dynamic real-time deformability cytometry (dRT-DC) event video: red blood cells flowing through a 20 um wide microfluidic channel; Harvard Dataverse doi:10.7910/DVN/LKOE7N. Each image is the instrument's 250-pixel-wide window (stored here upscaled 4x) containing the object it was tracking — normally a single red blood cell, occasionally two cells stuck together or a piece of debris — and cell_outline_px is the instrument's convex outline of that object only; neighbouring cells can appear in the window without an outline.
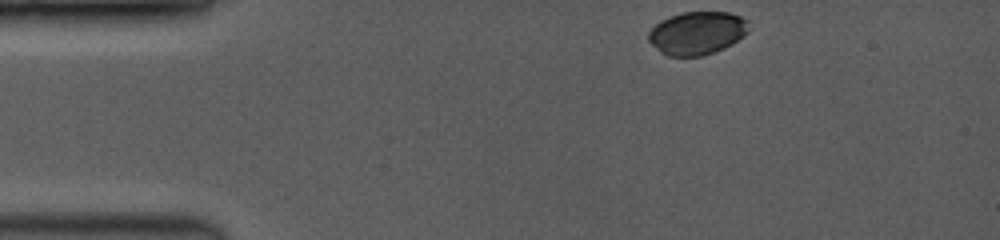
{"species": "common noctule bat (a hibernating species)", "species_latin": "Nyctalus noctula", "temperature_condition": "room temperature", "stored_images_in_passage": 35, "camera_frame_rate_fps": 3500, "um_per_image_px": 0.085, "animal": {"sex": "female", "body_mass_g": 19.0, "forearm_length_mm": 53.3}, "frame": {"image": 1, "passage_image": 1, "time_ms": 0.0, "image_size_px": [1000, 240], "cell_outline_px": [[748, 32], [744, 36], [732, 44], [724, 48], [700, 56], [668, 56], [660, 52], [648, 40], [648, 32], [656, 24], [672, 16], [684, 12], [728, 12], [740, 16], [748, 20]], "centroid_in_image_um": [59.27, 2.81], "position_along_channel_um": 25.7, "area_um2": 24.97}}
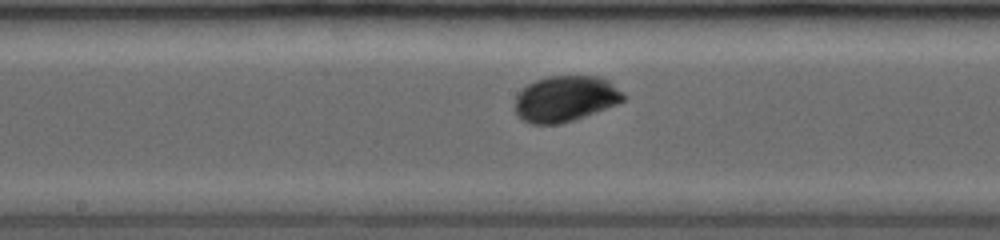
{"frame": {"image": 2, "passage_image": 20, "time_ms": 6.0, "image_size_px": [1000, 240], "cell_outline_px": [[628, 96], [624, 100], [616, 104], [584, 116], [560, 124], [532, 124], [516, 116], [516, 96], [528, 84], [536, 80], [548, 76], [600, 76], [608, 80], [624, 92]], "centroid_in_image_um": [48.08, 8.38], "position_along_channel_um": 200.1, "area_um2": 28.9}}
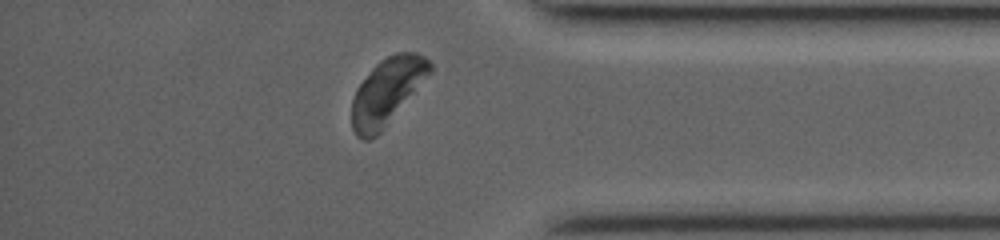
{"frame": {"image": 3, "passage_image": 35, "time_ms": 11.143, "image_size_px": [1000, 240], "cell_outline_px": [[432, 72], [384, 128], [376, 136], [368, 140], [364, 140], [356, 136], [352, 128], [352, 100], [356, 88], [372, 68], [380, 60], [396, 52], [416, 52], [424, 56], [432, 64]], "centroid_in_image_um": [32.89, 7.77], "position_along_channel_um": 402.3, "area_um2": 30.11}, "authors_computed_cell_mechanics": {"area_um2": 28.9, "velocity_mm_per_s": 4.0273, "shape_relaxation_time_tau1_ms": 1.6216, "shape_relaxation_time_tau2_ms": null, "deformation_change_tau1": 0.1108, "deformation_change_tau2": null}}